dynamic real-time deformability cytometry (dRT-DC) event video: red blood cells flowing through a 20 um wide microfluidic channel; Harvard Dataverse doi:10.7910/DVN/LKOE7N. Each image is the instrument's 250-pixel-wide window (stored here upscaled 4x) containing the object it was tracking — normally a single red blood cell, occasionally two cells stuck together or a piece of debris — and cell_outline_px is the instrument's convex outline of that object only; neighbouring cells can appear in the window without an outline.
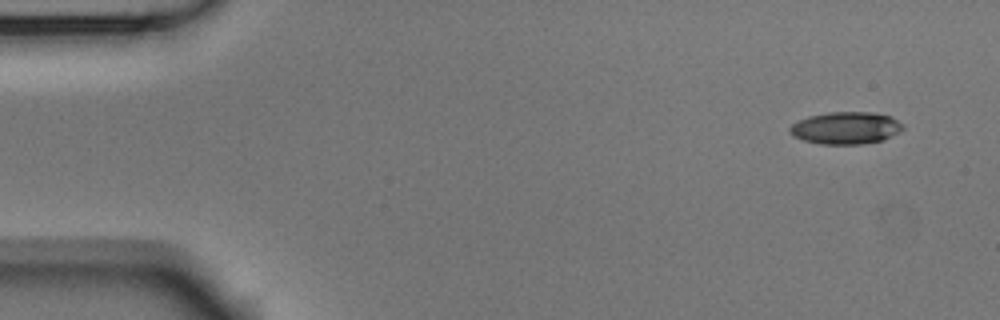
{"species": "Egyptian fruit bat (a non-hibernating species)", "species_latin": "Rousettus aegyptiacus", "temperature_condition": "room temperature", "stored_images_in_passage": 5, "camera_frame_rate_fps": 3000, "um_per_image_px": 0.085, "animal": {"sex": "male"}, "frame": {"image": 1, "passage_image": 1, "time_ms": 0.0, "image_size_px": [1000, 320], "cell_outline_px": [[904, 128], [900, 132], [884, 140], [860, 144], [820, 144], [804, 140], [792, 136], [788, 132], [788, 128], [792, 124], [808, 116], [828, 112], [872, 112], [892, 116], [904, 124]], "centroid_in_image_um": [71.91, 10.87], "position_along_channel_um": 13.1, "area_um2": 21.5}}
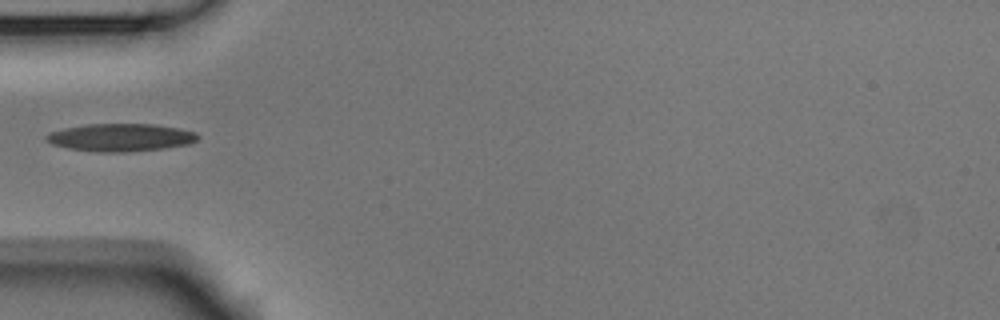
{"frame": {"image": 2, "passage_image": 4, "time_ms": 1.0, "image_size_px": [1000, 320], "cell_outline_px": [[200, 136], [196, 140], [188, 144], [164, 148], [124, 152], [96, 152], [68, 148], [52, 144], [44, 140], [44, 136], [48, 132], [64, 128], [88, 124], [152, 124], [180, 128], [196, 132]], "centroid_in_image_um": [10.22, 11.68], "position_along_channel_um": 74.8, "area_um2": 24.57}}
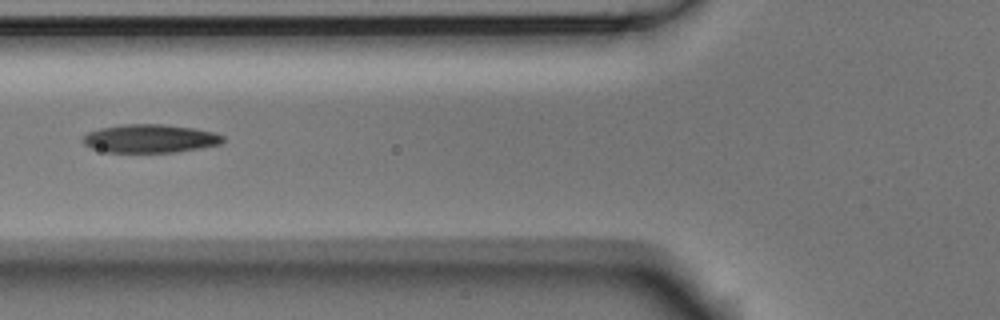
{"frame": {"image": 3, "passage_image": 5, "time_ms": 1.333, "image_size_px": [1000, 320], "cell_outline_px": [[224, 140], [220, 144], [200, 148], [176, 152], [108, 152], [92, 148], [84, 144], [80, 140], [88, 132], [100, 128], [124, 124], [164, 124], [192, 128], [212, 132], [224, 136]], "centroid_in_image_um": [12.73, 11.77], "position_along_channel_um": 113.1, "area_um2": 23.06}}